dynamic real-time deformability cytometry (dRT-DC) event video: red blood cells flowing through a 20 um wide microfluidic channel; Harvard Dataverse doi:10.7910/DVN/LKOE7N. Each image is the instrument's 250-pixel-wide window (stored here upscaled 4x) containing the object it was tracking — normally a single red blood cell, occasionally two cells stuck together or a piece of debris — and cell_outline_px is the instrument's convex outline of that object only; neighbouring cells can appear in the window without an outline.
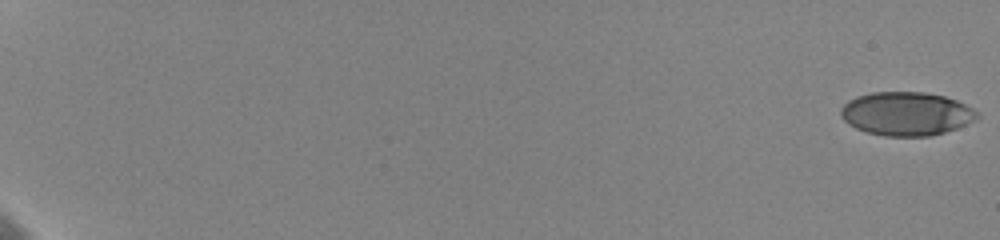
{"species": "human", "species_latin": "Homo sapiens", "temperature_condition": "cold", "stored_images_in_passage": 32, "camera_frame_rate_fps": 3000, "um_per_image_px": 0.085, "donor": {"sex": "female"}, "frame": {"image": 1, "passage_image": 1, "time_ms": 0.0, "image_size_px": [1000, 240], "cell_outline_px": [[980, 116], [976, 120], [956, 128], [944, 132], [928, 136], [884, 136], [868, 132], [856, 128], [848, 124], [840, 116], [840, 108], [848, 100], [856, 96], [872, 92], [924, 92], [944, 96], [956, 100], [980, 112]], "centroid_in_image_um": [77.03, 9.66], "position_along_channel_um": 8.0, "area_um2": 34.74}}
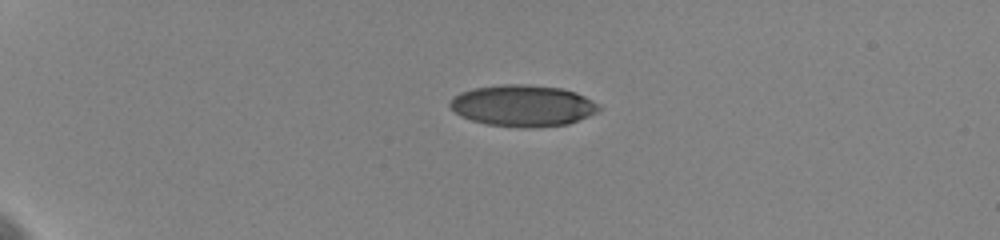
{"frame": {"image": 2, "passage_image": 19, "time_ms": 5.333, "image_size_px": [1000, 240], "cell_outline_px": [[604, 108], [588, 116], [568, 124], [536, 128], [524, 128], [488, 124], [472, 120], [460, 116], [448, 104], [452, 96], [460, 92], [476, 88], [504, 84], [524, 84], [560, 88], [576, 92], [600, 104]], "centroid_in_image_um": [44.46, 8.99], "position_along_channel_um": 40.5, "area_um2": 36.07}}